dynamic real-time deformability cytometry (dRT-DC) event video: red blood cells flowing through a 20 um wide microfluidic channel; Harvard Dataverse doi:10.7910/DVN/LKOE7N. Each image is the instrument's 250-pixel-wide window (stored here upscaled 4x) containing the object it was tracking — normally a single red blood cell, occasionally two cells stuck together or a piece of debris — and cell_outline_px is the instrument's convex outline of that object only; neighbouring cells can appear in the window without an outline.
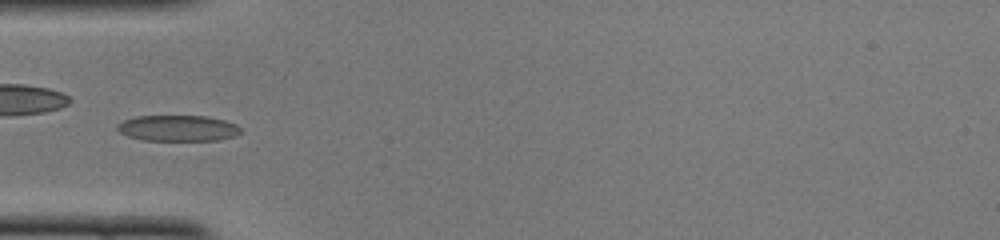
{"species": "common noctule bat (a hibernating species)", "species_latin": "Nyctalus noctula", "temperature_condition": "cold", "stored_images_in_passage": 49, "camera_frame_rate_fps": 3000, "um_per_image_px": 0.085, "animal": {"sex": "female", "body_mass_g": 22.0, "forearm_length_mm": 56.7}, "frame": {"image": 1, "passage_image": 16, "time_ms": 5.0, "image_size_px": [1000, 240], "cell_outline_px": [[240, 132], [236, 136], [220, 140], [140, 140], [128, 136], [120, 132], [116, 128], [116, 124], [124, 120], [136, 116], [208, 116], [224, 120], [236, 124], [240, 128]], "centroid_in_image_um": [15.11, 10.89], "position_along_channel_um": 69.9, "area_um2": 18.73}}
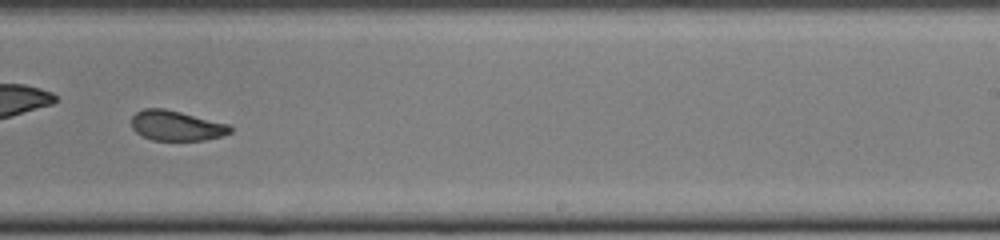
{"frame": {"image": 2, "passage_image": 31, "time_ms": 10.0, "image_size_px": [1000, 240], "cell_outline_px": [[232, 132], [220, 136], [204, 140], [152, 140], [140, 136], [132, 128], [132, 116], [136, 112], [144, 108], [164, 108], [228, 124], [232, 128]], "centroid_in_image_um": [14.95, 10.68], "position_along_channel_um": 274.1, "area_um2": 17.22}}
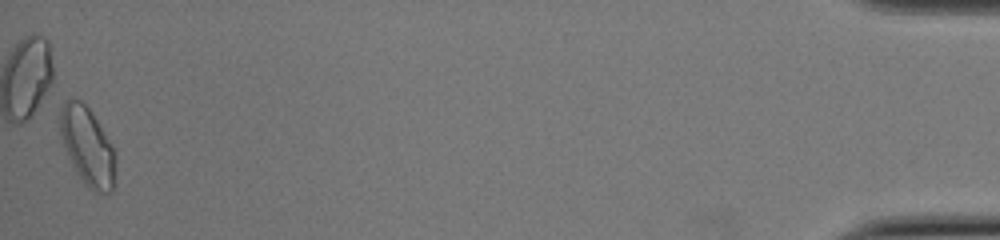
{"frame": {"image": 3, "passage_image": 49, "time_ms": 16.0, "image_size_px": [1000, 240], "cell_outline_px": [[116, 156], [112, 192], [96, 192], [88, 188], [84, 184], [76, 172], [64, 144], [60, 132], [60, 112], [64, 100], [80, 100], [88, 108], [112, 144]], "centroid_in_image_um": [7.45, 12.46], "position_along_channel_um": 427.8, "area_um2": 24.74}, "authors_computed_cell_mechanics": {"area_um2": 18.2648, "velocity_mm_per_s": 4.0855, "shape_relaxation_time_tau1_ms": null, "shape_relaxation_time_tau2_ms": 2.3861, "deformation_change_tau1": null, "deformation_change_tau2": 0.089}}